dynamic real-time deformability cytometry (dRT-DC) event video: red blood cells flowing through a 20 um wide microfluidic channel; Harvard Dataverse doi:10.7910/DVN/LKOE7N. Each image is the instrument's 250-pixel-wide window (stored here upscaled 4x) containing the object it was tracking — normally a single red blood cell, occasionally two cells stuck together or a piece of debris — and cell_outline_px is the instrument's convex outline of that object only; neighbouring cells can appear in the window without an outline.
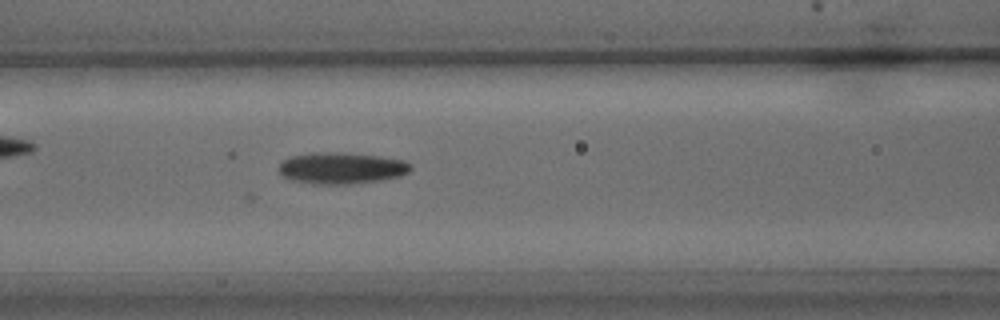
{"species": "common noctule bat (a hibernating species)", "species_latin": "Nyctalus noctula", "temperature_condition": "warm", "stored_images_in_passage": 29, "camera_frame_rate_fps": 3000, "um_per_image_px": 0.085, "animal": {"sex": "male", "body_mass_g": 15.6}, "frame": {"image": 1, "passage_image": 5, "time_ms": 1.333, "image_size_px": [1000, 320], "cell_outline_px": [[412, 168], [408, 172], [400, 176], [380, 180], [348, 184], [312, 184], [292, 180], [284, 176], [280, 172], [280, 164], [284, 160], [292, 156], [312, 152], [336, 152], [380, 156], [404, 160], [412, 164]], "centroid_in_image_um": [29.05, 14.28], "position_along_channel_um": 137.5, "area_um2": 24.1}}
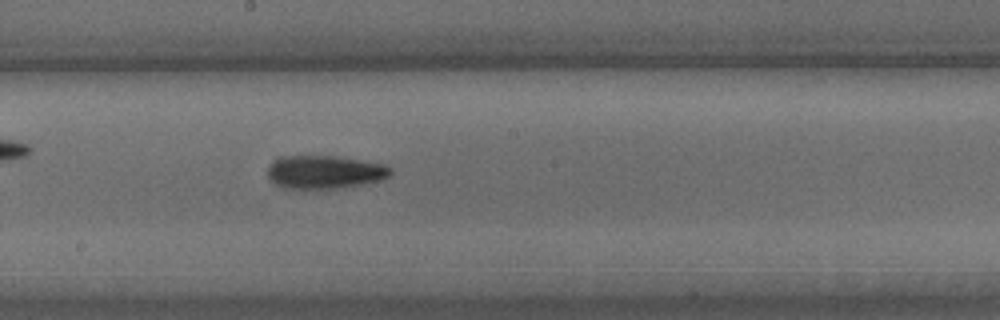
{"frame": {"image": 2, "passage_image": 10, "time_ms": 3.0, "image_size_px": [1000, 320], "cell_outline_px": [[392, 172], [388, 176], [380, 180], [344, 188], [284, 188], [276, 184], [268, 176], [268, 168], [272, 160], [276, 156], [336, 156], [384, 164], [392, 168]], "centroid_in_image_um": [27.58, 14.61], "position_along_channel_um": 220.6, "area_um2": 23.81}}
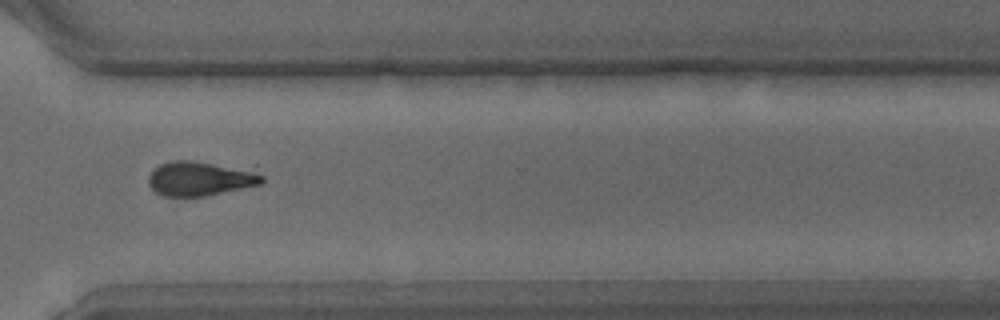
{"frame": {"image": 3, "passage_image": 18, "time_ms": 5.667, "image_size_px": [1000, 320], "cell_outline_px": [[264, 180], [260, 184], [204, 196], [164, 196], [156, 192], [148, 184], [148, 176], [152, 168], [160, 164], [172, 160], [192, 160], [256, 164], [264, 176]], "centroid_in_image_um": [17.19, 15.09], "position_along_channel_um": 353.4, "area_um2": 24.39}}